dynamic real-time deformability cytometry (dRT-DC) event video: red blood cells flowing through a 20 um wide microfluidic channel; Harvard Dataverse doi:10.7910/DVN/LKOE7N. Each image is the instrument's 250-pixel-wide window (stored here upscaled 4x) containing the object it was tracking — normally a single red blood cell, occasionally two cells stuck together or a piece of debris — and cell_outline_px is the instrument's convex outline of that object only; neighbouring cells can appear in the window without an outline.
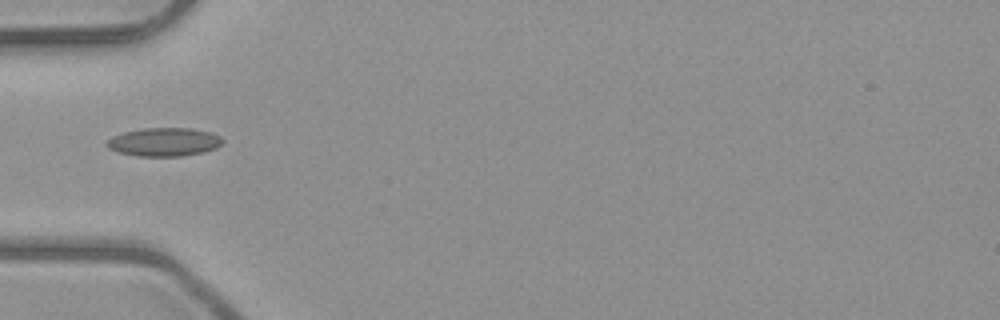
{"species": "common noctule bat (a hibernating species)", "species_latin": "Nyctalus noctula", "temperature_condition": "room temperature", "stored_images_in_passage": 6, "camera_frame_rate_fps": 3000, "um_per_image_px": 0.085, "animal": {"sex": "male", "body_mass_g": 23.1, "forearm_length_mm": 52.7}, "frame": {"image": 1, "passage_image": 4, "time_ms": 4.333, "image_size_px": [1000, 320], "cell_outline_px": [[224, 140], [216, 148], [204, 152], [180, 156], [136, 156], [116, 152], [108, 148], [104, 144], [112, 136], [124, 132], [144, 128], [192, 128], [208, 132], [220, 136]], "centroid_in_image_um": [13.91, 12.07], "position_along_channel_um": 71.1, "area_um2": 19.25}}
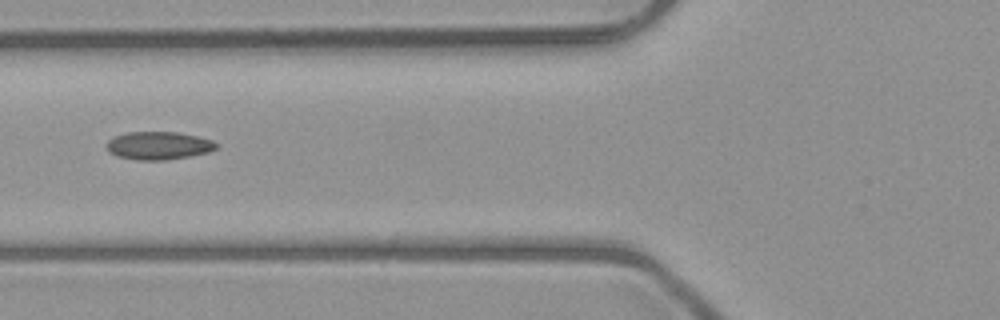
{"frame": {"image": 2, "passage_image": 5, "time_ms": 5.333, "image_size_px": [1000, 320], "cell_outline_px": [[220, 144], [216, 148], [208, 152], [188, 156], [164, 160], [136, 160], [116, 156], [108, 152], [104, 144], [108, 140], [116, 136], [128, 132], [176, 132], [196, 136], [212, 140]], "centroid_in_image_um": [13.44, 12.38], "position_along_channel_um": 112.4, "area_um2": 17.92}}
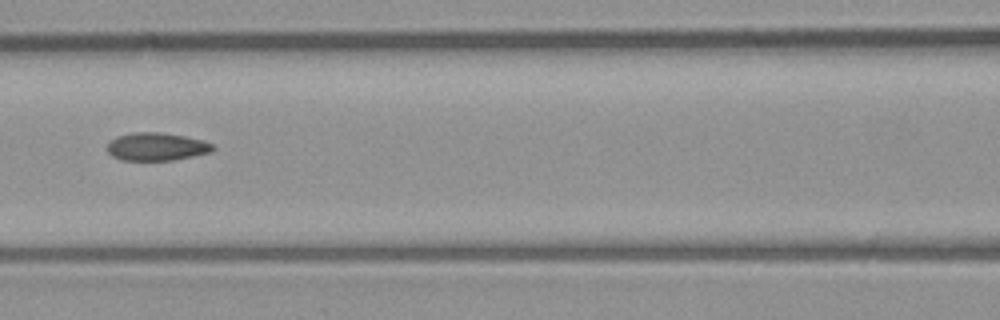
{"frame": {"image": 3, "passage_image": 6, "time_ms": 6.333, "image_size_px": [1000, 320], "cell_outline_px": [[216, 148], [212, 152], [172, 160], [120, 160], [112, 156], [108, 152], [108, 144], [116, 136], [132, 132], [160, 132], [184, 136], [204, 140], [212, 144]], "centroid_in_image_um": [13.32, 12.46], "position_along_channel_um": 153.3, "area_um2": 17.22}}